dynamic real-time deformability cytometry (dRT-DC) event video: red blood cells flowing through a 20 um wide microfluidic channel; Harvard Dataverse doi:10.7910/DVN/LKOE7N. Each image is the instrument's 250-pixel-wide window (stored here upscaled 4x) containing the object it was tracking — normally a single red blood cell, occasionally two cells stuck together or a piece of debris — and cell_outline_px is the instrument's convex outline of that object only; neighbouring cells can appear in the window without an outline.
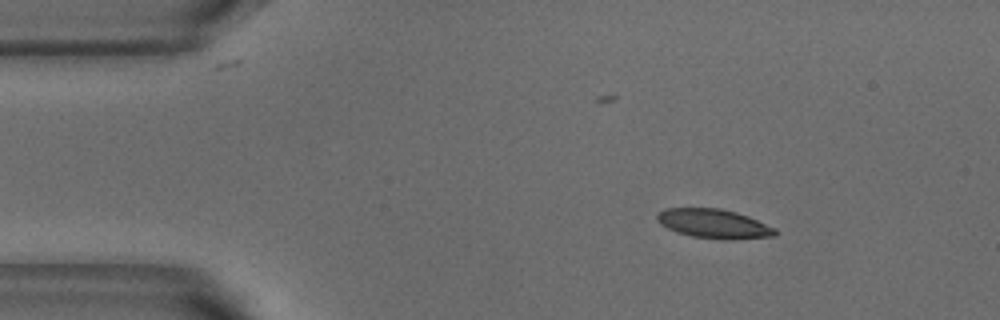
{"species": "common noctule bat (a hibernating species)", "species_latin": "Nyctalus noctula", "temperature_condition": "warm", "stored_images_in_passage": 46, "camera_frame_rate_fps": 3000, "um_per_image_px": 0.085, "animal": {"sex": "male", "body_mass_g": 18.8}, "frame": {"image": 1, "passage_image": 1, "time_ms": 0.0, "image_size_px": [1000, 320], "cell_outline_px": [[776, 236], [728, 240], [720, 240], [692, 236], [676, 232], [660, 224], [656, 220], [656, 216], [660, 212], [668, 208], [720, 208], [736, 212], [748, 216], [776, 228]], "centroid_in_image_um": [60.69, 19.02], "position_along_channel_um": 24.3, "area_um2": 20.17}}
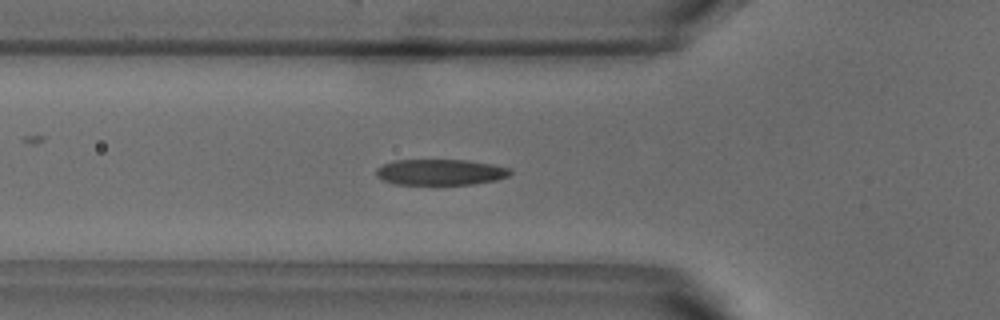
{"frame": {"image": 2, "passage_image": 11, "time_ms": 3.333, "image_size_px": [1000, 320], "cell_outline_px": [[512, 172], [508, 176], [496, 180], [472, 184], [396, 184], [384, 180], [376, 176], [376, 168], [384, 164], [396, 160], [468, 160], [492, 164], [512, 168]], "centroid_in_image_um": [37.46, 14.62], "position_along_channel_um": 88.3, "area_um2": 20.17}}
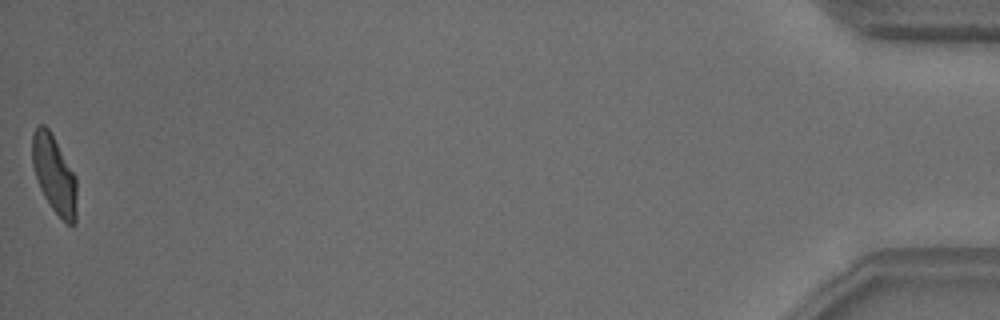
{"frame": {"image": 3, "passage_image": 46, "time_ms": 15.0, "image_size_px": [1000, 320], "cell_outline_px": [[76, 224], [68, 224], [52, 208], [44, 196], [40, 188], [32, 164], [32, 132], [40, 124], [44, 124], [48, 128], [76, 176]], "centroid_in_image_um": [4.61, 14.81], "position_along_channel_um": 430.6, "area_um2": 19.94}, "authors_computed_cell_mechanics": {"area_um2": 20.9814, "velocity_mm_per_s": 3.79, "shape_relaxation_time_tau1_ms": 3.6182, "shape_relaxation_time_tau2_ms": 0.6499, "deformation_change_tau1": 0.1776, "deformation_change_tau2": 0.0741}}